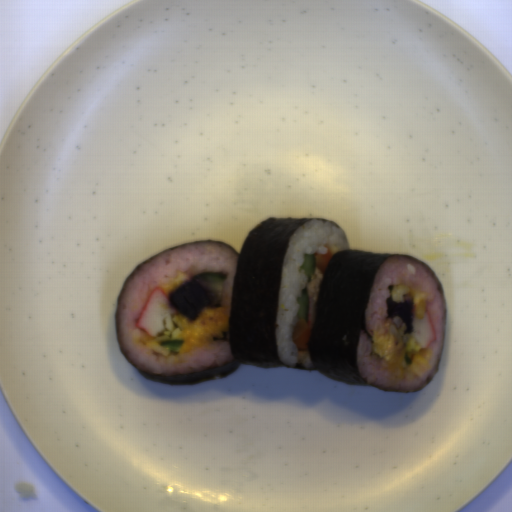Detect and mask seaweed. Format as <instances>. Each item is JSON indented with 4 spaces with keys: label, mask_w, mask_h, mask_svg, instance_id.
Here are the masks:
<instances>
[{
    "label": "seaweed",
    "mask_w": 512,
    "mask_h": 512,
    "mask_svg": "<svg viewBox=\"0 0 512 512\" xmlns=\"http://www.w3.org/2000/svg\"><path fill=\"white\" fill-rule=\"evenodd\" d=\"M308 220H322L339 226L337 222L322 218L274 217L265 219L251 229L240 252L235 247L216 240L187 242L159 252L196 242H212L224 244L238 256L229 324V337L235 360L185 376L147 375L136 369L123 355L115 321L120 294L126 282L120 291L114 312V328L123 358L147 381L180 387L228 376L238 370L241 364L263 368L289 367L281 361L277 345L276 321L280 284L289 241L293 233Z\"/></svg>",
    "instance_id": "1"
},
{
    "label": "seaweed",
    "mask_w": 512,
    "mask_h": 512,
    "mask_svg": "<svg viewBox=\"0 0 512 512\" xmlns=\"http://www.w3.org/2000/svg\"><path fill=\"white\" fill-rule=\"evenodd\" d=\"M390 258L411 259L422 265L433 278L443 303L442 284L422 260L405 254H374L352 249L336 252L331 257L320 282L315 304V318L307 350L314 365L306 369L319 371L344 384L370 386L358 369L357 349L361 331L372 335L365 324L375 277Z\"/></svg>",
    "instance_id": "2"
}]
</instances>
